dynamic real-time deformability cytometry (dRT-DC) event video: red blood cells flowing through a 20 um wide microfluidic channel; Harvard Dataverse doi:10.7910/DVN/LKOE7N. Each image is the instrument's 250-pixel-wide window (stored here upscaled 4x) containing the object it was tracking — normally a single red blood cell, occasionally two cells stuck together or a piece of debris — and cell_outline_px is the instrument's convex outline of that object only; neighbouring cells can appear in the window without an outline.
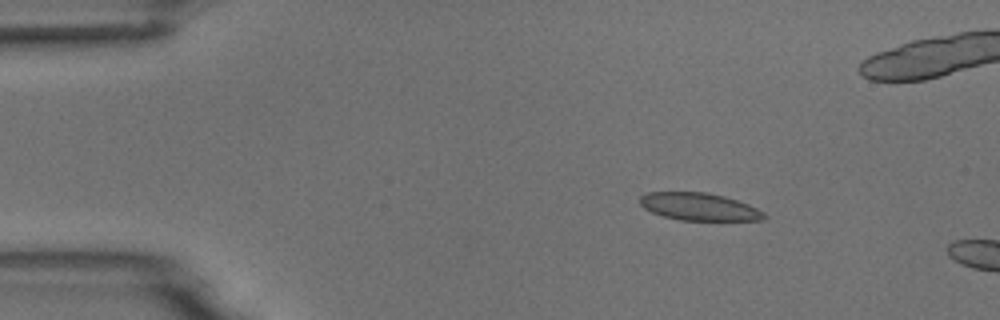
{"species": "common noctule bat (a hibernating species)", "species_latin": "Nyctalus noctula", "temperature_condition": "room temperature", "stored_images_in_passage": 4, "camera_frame_rate_fps": 3000, "um_per_image_px": 0.085, "animal": {"sex": "male", "body_mass_g": 18.8}, "frame": {"image": 1, "passage_image": 2, "time_ms": 2.0, "image_size_px": [1000, 320], "cell_outline_px": [[768, 216], [764, 220], [680, 220], [664, 216], [652, 212], [644, 208], [640, 204], [640, 196], [648, 192], [708, 192], [724, 196], [748, 204], [764, 212]], "centroid_in_image_um": [59.44, 17.57], "position_along_channel_um": 25.6, "area_um2": 19.88}}